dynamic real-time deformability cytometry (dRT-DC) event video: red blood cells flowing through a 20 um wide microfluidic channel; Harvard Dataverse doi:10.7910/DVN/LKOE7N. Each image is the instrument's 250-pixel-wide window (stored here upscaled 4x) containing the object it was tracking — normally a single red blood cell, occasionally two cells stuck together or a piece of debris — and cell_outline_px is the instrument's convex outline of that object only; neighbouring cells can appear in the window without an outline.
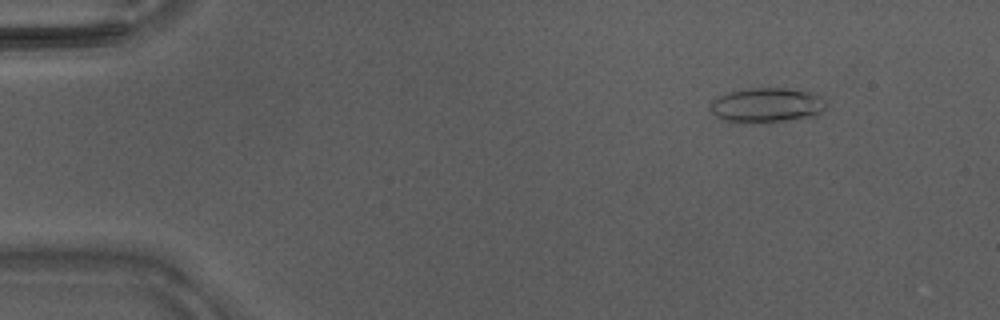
{"species": "Egyptian fruit bat (a non-hibernating species)", "species_latin": "Rousettus aegyptiacus", "temperature_condition": "warm", "stored_images_in_passage": 41, "camera_frame_rate_fps": 3000, "um_per_image_px": 0.085, "animal": {"sex": "male"}, "frame": {"image": 1, "passage_image": 1, "time_ms": 0.0, "image_size_px": [1000, 320], "cell_outline_px": [[824, 108], [816, 116], [764, 124], [728, 120], [716, 116], [708, 108], [708, 104], [712, 100], [720, 96], [732, 92], [752, 88], [788, 88], [812, 92], [824, 96]], "centroid_in_image_um": [65.21, 8.95], "position_along_channel_um": 19.8, "area_um2": 23.58}}
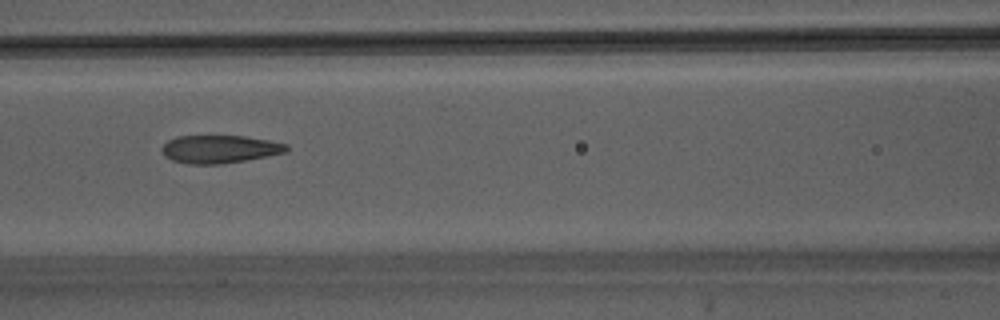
{"frame": {"image": 2, "passage_image": 16, "time_ms": 5.0, "image_size_px": [1000, 320], "cell_outline_px": [[288, 148], [284, 152], [244, 160], [220, 164], [188, 164], [172, 160], [164, 156], [164, 144], [168, 140], [176, 136], [244, 136], [268, 140], [288, 144]], "centroid_in_image_um": [18.64, 12.67], "position_along_channel_um": 148.0, "area_um2": 19.94}}
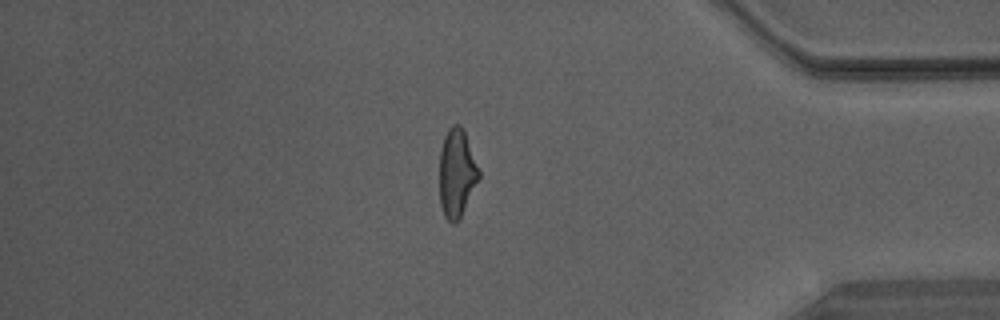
{"frame": {"image": 3, "passage_image": 34, "time_ms": 11.0, "image_size_px": [1000, 320], "cell_outline_px": [[480, 176], [456, 224], [452, 224], [444, 216], [440, 204], [440, 152], [444, 136], [448, 128], [452, 124], [460, 124], [464, 132], [480, 172]], "centroid_in_image_um": [38.8, 14.71], "position_along_channel_um": 396.4, "area_um2": 19.88}}